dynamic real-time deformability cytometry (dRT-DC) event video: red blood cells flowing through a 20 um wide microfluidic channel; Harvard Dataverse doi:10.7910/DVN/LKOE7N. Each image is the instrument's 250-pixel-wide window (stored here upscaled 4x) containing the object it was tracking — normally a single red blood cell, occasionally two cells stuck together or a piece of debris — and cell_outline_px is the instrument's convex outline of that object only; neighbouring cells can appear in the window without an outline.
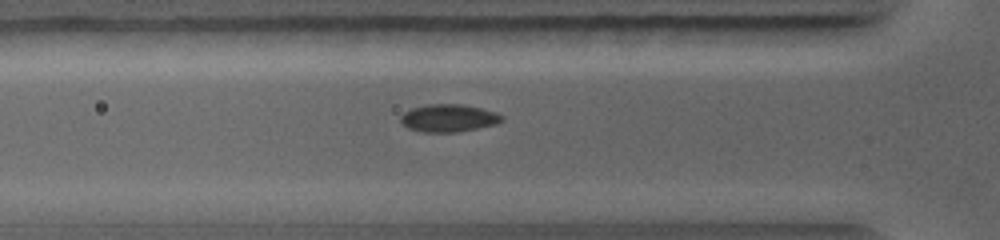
{"species": "common noctule bat (a hibernating species)", "species_latin": "Nyctalus noctula", "temperature_condition": "warm", "stored_images_in_passage": 36, "camera_frame_rate_fps": 5000, "um_per_image_px": 0.085, "animal": {"sex": "female", "body_mass_g": 19.0, "forearm_length_mm": 56.7}, "frame": {"image": 1, "passage_image": 9, "time_ms": 2.8, "image_size_px": [1000, 240], "cell_outline_px": [[504, 120], [496, 124], [456, 132], [424, 132], [408, 128], [400, 124], [400, 116], [404, 112], [412, 108], [428, 104], [464, 104], [496, 112], [504, 116]], "centroid_in_image_um": [38.12, 10.03], "position_along_channel_um": 87.7, "area_um2": 16.36}}
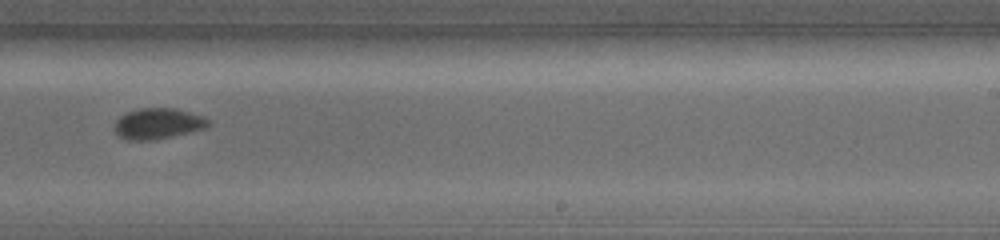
{"frame": {"image": 2, "passage_image": 21, "time_ms": 6.6, "image_size_px": [1000, 240], "cell_outline_px": [[212, 124], [204, 128], [156, 140], [124, 140], [116, 132], [116, 120], [120, 116], [128, 112], [140, 108], [176, 108], [204, 116], [212, 120]], "centroid_in_image_um": [13.47, 10.5], "position_along_channel_um": 275.5, "area_um2": 16.88}}
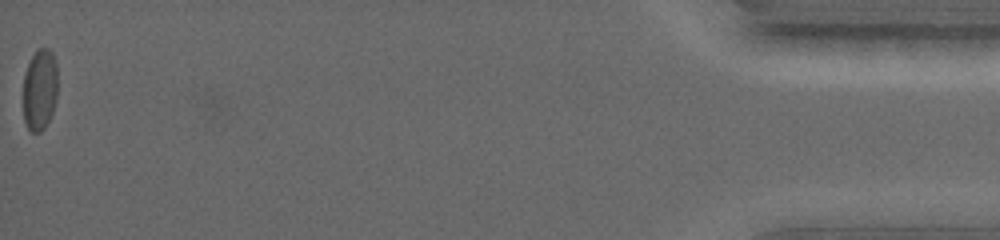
{"frame": {"image": 3, "passage_image": 36, "time_ms": 12.6, "image_size_px": [1000, 240], "cell_outline_px": [[56, 100], [52, 112], [44, 128], [40, 132], [32, 132], [28, 128], [24, 120], [24, 72], [36, 48], [48, 48], [52, 52], [56, 64]], "centroid_in_image_um": [3.37, 7.59], "position_along_channel_um": 431.8, "area_um2": 16.24}}